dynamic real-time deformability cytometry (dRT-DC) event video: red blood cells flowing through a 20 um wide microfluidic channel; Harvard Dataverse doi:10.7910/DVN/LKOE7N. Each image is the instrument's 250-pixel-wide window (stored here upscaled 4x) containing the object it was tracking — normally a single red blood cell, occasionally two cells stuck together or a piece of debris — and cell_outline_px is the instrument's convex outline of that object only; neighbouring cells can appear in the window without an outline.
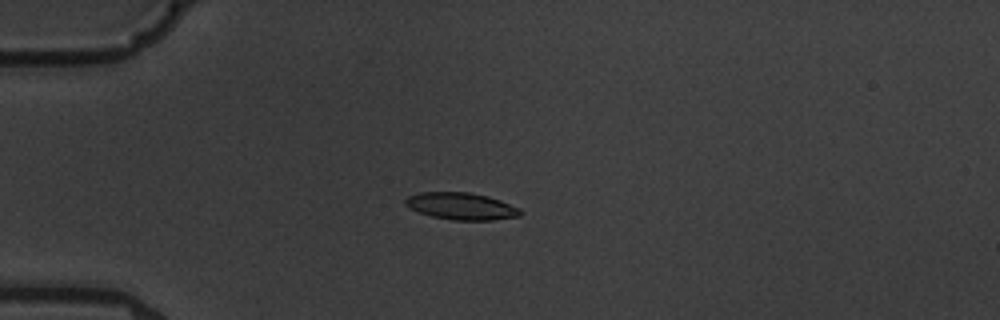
{"species": "common noctule bat (a hibernating species)", "species_latin": "Nyctalus noctula", "temperature_condition": "warm", "stored_images_in_passage": 6, "camera_frame_rate_fps": 3000, "um_per_image_px": 0.085, "animal": {"sex": "male", "body_mass_g": 19.5, "forearm_length_mm": 54.6}, "frame": {"image": 1, "passage_image": 4, "time_ms": 3.333, "image_size_px": [1000, 320], "cell_outline_px": [[520, 216], [492, 220], [452, 220], [432, 216], [408, 208], [404, 204], [404, 200], [408, 196], [420, 192], [468, 192], [488, 196], [500, 200], [520, 208]], "centroid_in_image_um": [39.18, 17.52], "position_along_channel_um": 45.8, "area_um2": 18.09}}
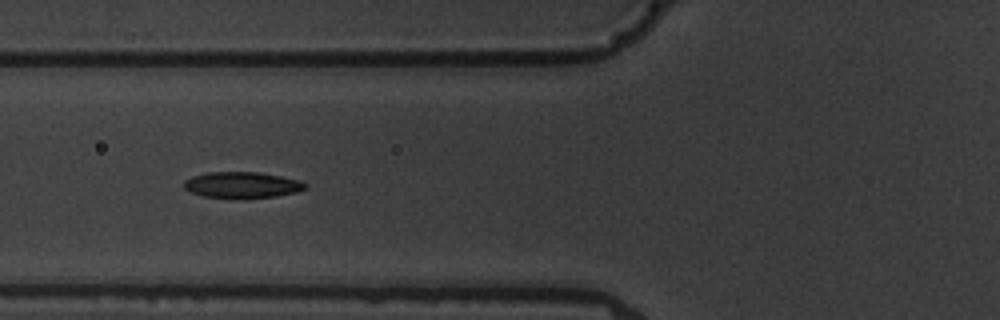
{"frame": {"image": 2, "passage_image": 6, "time_ms": 5.667, "image_size_px": [1000, 320], "cell_outline_px": [[308, 184], [304, 188], [296, 192], [276, 196], [244, 200], [236, 200], [204, 196], [192, 192], [184, 188], [184, 180], [192, 176], [208, 172], [260, 172], [300, 180]], "centroid_in_image_um": [20.57, 15.74], "position_along_channel_um": 105.2, "area_um2": 18.9}}